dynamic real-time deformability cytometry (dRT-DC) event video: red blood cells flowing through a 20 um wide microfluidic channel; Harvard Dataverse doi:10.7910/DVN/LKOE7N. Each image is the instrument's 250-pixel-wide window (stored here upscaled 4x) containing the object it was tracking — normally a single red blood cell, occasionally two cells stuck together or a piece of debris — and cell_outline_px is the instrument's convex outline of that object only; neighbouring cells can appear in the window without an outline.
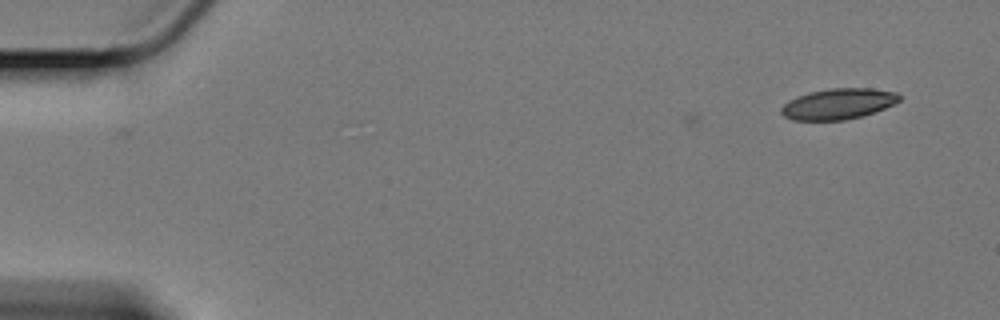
{"species": "Egyptian fruit bat (a non-hibernating species)", "species_latin": "Rousettus aegyptiacus", "temperature_condition": "cold", "stored_images_in_passage": 6, "camera_frame_rate_fps": 3000, "um_per_image_px": 0.085, "animal": {"sex": "female"}, "frame": {"image": 1, "passage_image": 6, "time_ms": 1.667, "image_size_px": [1000, 320], "cell_outline_px": [[900, 100], [884, 108], [864, 116], [844, 120], [792, 120], [784, 116], [780, 112], [780, 108], [788, 100], [796, 96], [808, 92], [828, 88], [872, 88], [896, 92], [900, 96]], "centroid_in_image_um": [71.21, 8.82], "position_along_channel_um": 13.8, "area_um2": 21.33}}